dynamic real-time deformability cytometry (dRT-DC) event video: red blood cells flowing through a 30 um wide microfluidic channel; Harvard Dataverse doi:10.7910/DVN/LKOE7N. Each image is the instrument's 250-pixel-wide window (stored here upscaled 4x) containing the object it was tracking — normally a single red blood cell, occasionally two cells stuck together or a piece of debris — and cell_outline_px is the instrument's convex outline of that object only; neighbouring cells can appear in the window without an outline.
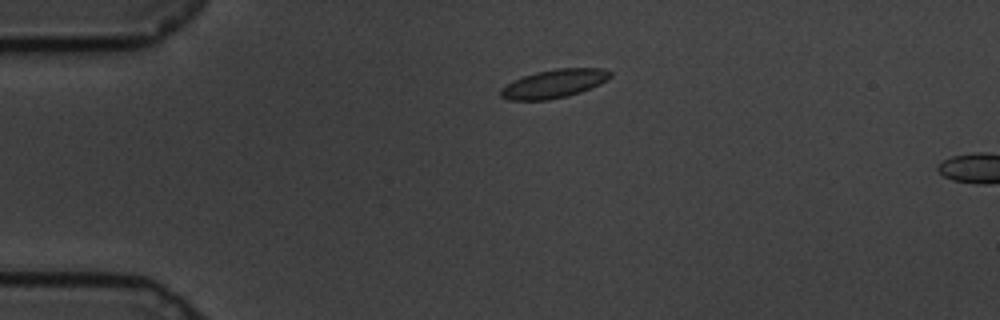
{"species": "common noctule bat (a hibernating species)", "species_latin": "Nyctalus noctula", "temperature_condition": "cold", "stored_images_in_passage": 5, "camera_frame_rate_fps": 3000, "um_per_image_px": 0.085, "animal": {"sex": "male", "body_mass_g": 19.5, "forearm_length_mm": 54.6}, "frame": {"image": 1, "passage_image": 1, "time_ms": 0.0, "image_size_px": [1000, 320], "cell_outline_px": [[612, 76], [608, 80], [592, 88], [568, 96], [548, 100], [508, 100], [500, 96], [500, 88], [512, 80], [536, 72], [556, 68], [604, 68], [612, 72]], "centroid_in_image_um": [47.11, 7.11], "position_along_channel_um": 37.9, "area_um2": 18.44}}